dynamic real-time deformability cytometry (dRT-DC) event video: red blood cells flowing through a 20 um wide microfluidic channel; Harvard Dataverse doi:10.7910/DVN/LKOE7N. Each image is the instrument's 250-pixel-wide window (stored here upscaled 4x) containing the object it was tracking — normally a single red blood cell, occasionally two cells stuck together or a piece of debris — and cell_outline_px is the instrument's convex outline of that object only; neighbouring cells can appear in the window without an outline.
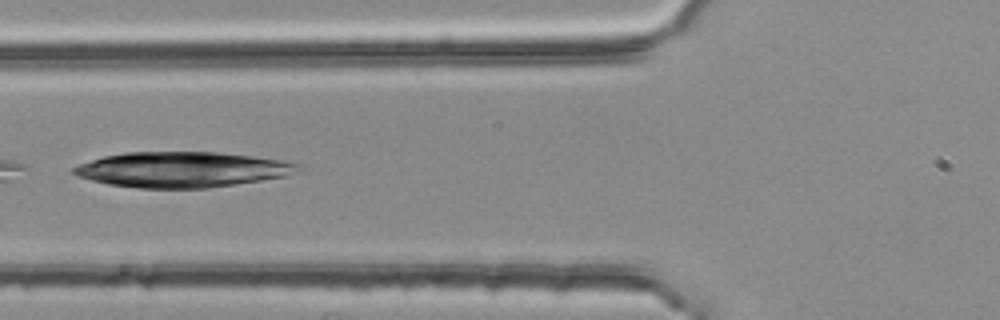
{"species": "common noctule bat (a hibernating species)", "species_latin": "Nyctalus noctula", "temperature_condition": "room temperature", "stored_images_in_passage": 23, "camera_frame_rate_fps": 3000, "um_per_image_px": 0.085, "animal": {"sex": "female", "body_mass_g": 25.1}, "frame": {"image": 1, "passage_image": 4, "time_ms": 1.0, "image_size_px": [1000, 320], "cell_outline_px": [[304, 168], [288, 176], [208, 188], [140, 188], [108, 184], [76, 176], [72, 172], [72, 168], [80, 164], [104, 156], [124, 152], [220, 152], [252, 156], [280, 160], [300, 164]], "centroid_in_image_um": [15.5, 14.41], "position_along_channel_um": 110.3, "area_um2": 46.3}}